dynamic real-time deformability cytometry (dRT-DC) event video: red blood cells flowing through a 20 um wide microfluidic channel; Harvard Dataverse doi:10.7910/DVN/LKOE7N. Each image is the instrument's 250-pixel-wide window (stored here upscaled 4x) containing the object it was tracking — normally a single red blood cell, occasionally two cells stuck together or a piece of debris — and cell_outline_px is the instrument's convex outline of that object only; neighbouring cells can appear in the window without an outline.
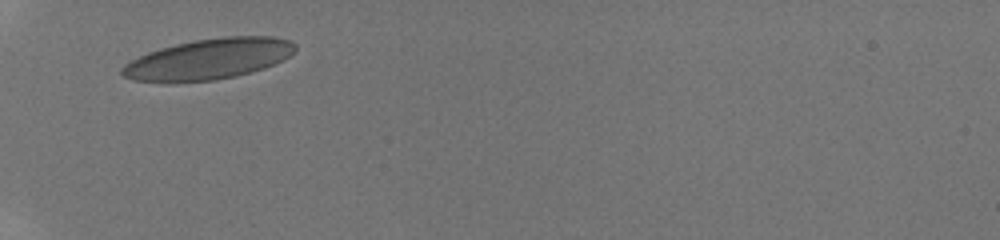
{"species": "human", "species_latin": "Homo sapiens", "temperature_condition": "room temperature", "stored_images_in_passage": 2, "camera_frame_rate_fps": 3000, "um_per_image_px": 0.085, "donor": {"sex": "male"}, "frame": {"image": 1, "passage_image": 1, "time_ms": 0.0, "image_size_px": [1000, 240], "cell_outline_px": [[296, 52], [264, 68], [252, 72], [236, 76], [216, 80], [168, 84], [132, 80], [124, 76], [120, 72], [120, 68], [124, 64], [148, 52], [160, 48], [176, 44], [196, 40], [224, 36], [272, 36], [292, 40], [296, 44]], "centroid_in_image_um": [17.71, 5.04], "position_along_channel_um": 67.3, "area_um2": 41.62}}